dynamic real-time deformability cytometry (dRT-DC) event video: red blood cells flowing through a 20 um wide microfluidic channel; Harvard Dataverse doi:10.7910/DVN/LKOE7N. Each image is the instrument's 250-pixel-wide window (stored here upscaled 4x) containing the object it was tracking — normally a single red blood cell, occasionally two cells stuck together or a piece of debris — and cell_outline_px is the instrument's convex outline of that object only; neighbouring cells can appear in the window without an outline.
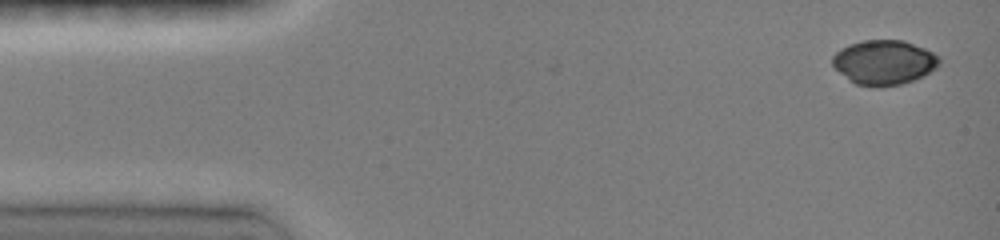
{"species": "common noctule bat (a hibernating species)", "species_latin": "Nyctalus noctula", "temperature_condition": "room temperature", "stored_images_in_passage": 3, "camera_frame_rate_fps": 3000, "um_per_image_px": 0.085, "animal": {"sex": "female", "body_mass_g": 19.0, "forearm_length_mm": 51.5}, "frame": {"image": 1, "passage_image": 1, "time_ms": 0.0, "image_size_px": [1000, 240], "cell_outline_px": [[940, 64], [936, 68], [924, 76], [900, 84], [880, 88], [856, 84], [848, 80], [832, 64], [832, 56], [840, 48], [848, 44], [864, 40], [904, 40], [924, 48], [940, 56]], "centroid_in_image_um": [75.14, 5.3], "position_along_channel_um": 9.9, "area_um2": 27.98}}